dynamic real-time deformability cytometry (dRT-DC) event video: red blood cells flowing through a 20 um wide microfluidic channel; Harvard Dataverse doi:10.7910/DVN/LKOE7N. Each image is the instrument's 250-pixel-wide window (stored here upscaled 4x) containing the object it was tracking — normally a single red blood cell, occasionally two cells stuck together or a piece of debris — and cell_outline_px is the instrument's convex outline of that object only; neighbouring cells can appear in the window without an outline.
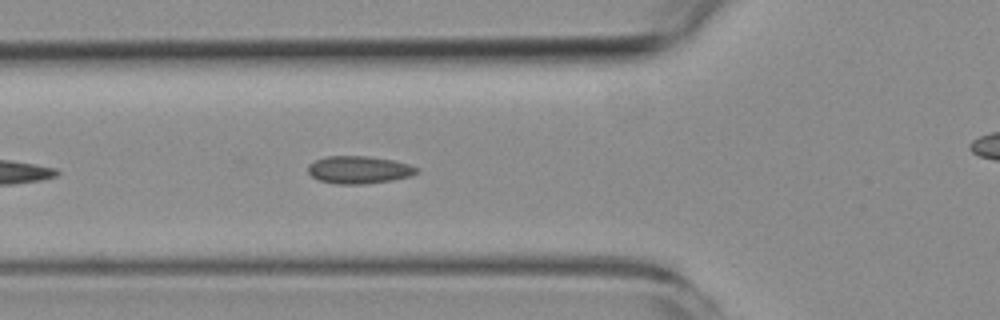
{"species": "common noctule bat (a hibernating species)", "species_latin": "Nyctalus noctula", "temperature_condition": "room temperature", "stored_images_in_passage": 6, "camera_frame_rate_fps": 3000, "um_per_image_px": 0.085, "animal": {"sex": "female", "body_mass_g": 19.3, "forearm_length_mm": 54.1}, "frame": {"image": 1, "passage_image": 5, "time_ms": 5.333, "image_size_px": [1000, 320], "cell_outline_px": [[420, 172], [412, 176], [392, 180], [364, 184], [336, 184], [320, 180], [312, 176], [308, 172], [308, 164], [324, 156], [368, 156], [392, 160], [408, 164], [420, 168]], "centroid_in_image_um": [30.54, 14.43], "position_along_channel_um": 95.3, "area_um2": 17.57}}